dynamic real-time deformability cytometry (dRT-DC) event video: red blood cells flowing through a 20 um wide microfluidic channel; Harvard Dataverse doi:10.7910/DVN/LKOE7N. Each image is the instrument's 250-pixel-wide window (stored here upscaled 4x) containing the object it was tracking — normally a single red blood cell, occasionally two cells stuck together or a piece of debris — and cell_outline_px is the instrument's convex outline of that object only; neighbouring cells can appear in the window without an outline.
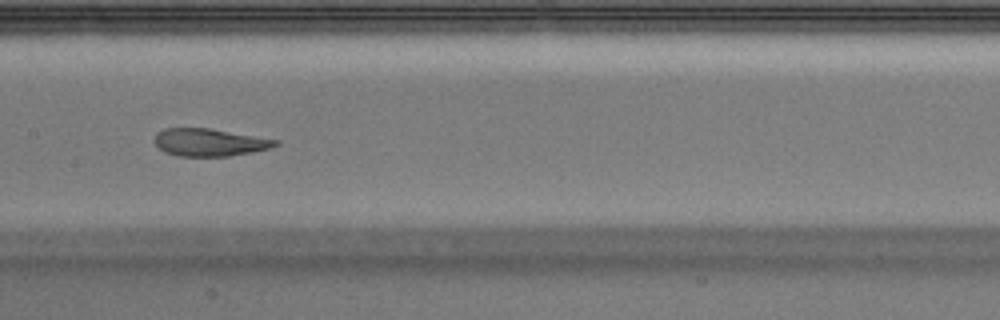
{"species": "Egyptian fruit bat (a non-hibernating species)", "species_latin": "Rousettus aegyptiacus", "temperature_condition": "warm", "stored_images_in_passage": 26, "camera_frame_rate_fps": 3000, "um_per_image_px": 0.085, "animal": {"sex": "male"}, "frame": {"image": 1, "passage_image": 15, "time_ms": 4.667, "image_size_px": [1000, 320], "cell_outline_px": [[280, 144], [272, 148], [228, 156], [176, 156], [164, 152], [156, 144], [156, 132], [164, 128], [212, 128], [280, 140]], "centroid_in_image_um": [17.85, 12.09], "position_along_channel_um": 189.6, "area_um2": 19.54}}